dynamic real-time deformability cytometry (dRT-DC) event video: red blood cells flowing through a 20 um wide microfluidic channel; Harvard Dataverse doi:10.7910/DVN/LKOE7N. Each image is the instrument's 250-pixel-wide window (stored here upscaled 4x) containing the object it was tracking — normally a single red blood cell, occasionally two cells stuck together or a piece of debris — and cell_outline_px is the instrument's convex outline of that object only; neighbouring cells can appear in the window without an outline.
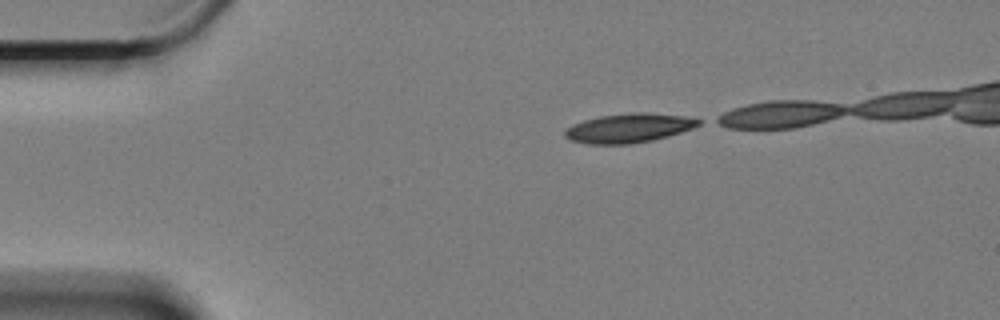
{"species": "Egyptian fruit bat (a non-hibernating species)", "species_latin": "Rousettus aegyptiacus", "temperature_condition": "cold", "stored_images_in_passage": 16, "camera_frame_rate_fps": 3000, "um_per_image_px": 0.085, "animal": {"sex": "female"}, "frame": {"image": 1, "passage_image": 1, "time_ms": 0.0, "image_size_px": [1000, 320], "cell_outline_px": [[700, 124], [692, 128], [680, 132], [652, 140], [628, 144], [588, 144], [572, 140], [564, 136], [564, 132], [572, 124], [584, 120], [600, 116], [632, 112], [644, 112], [684, 116], [700, 120]], "centroid_in_image_um": [53.42, 10.88], "position_along_channel_um": 31.6, "area_um2": 22.43}}
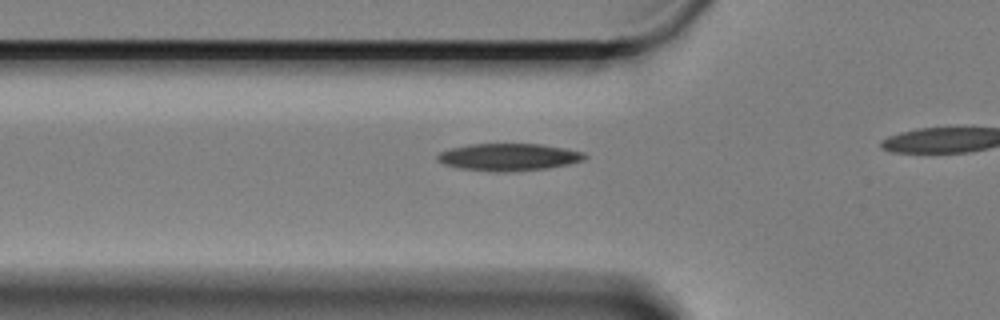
{"frame": {"image": 2, "passage_image": 10, "time_ms": 3.0, "image_size_px": [1000, 320], "cell_outline_px": [[588, 156], [584, 160], [568, 164], [548, 168], [504, 172], [496, 172], [460, 168], [444, 164], [436, 160], [436, 156], [440, 152], [448, 148], [468, 144], [540, 144], [564, 148], [584, 152]], "centroid_in_image_um": [43.22, 13.34], "position_along_channel_um": 82.6, "area_um2": 23.47}}
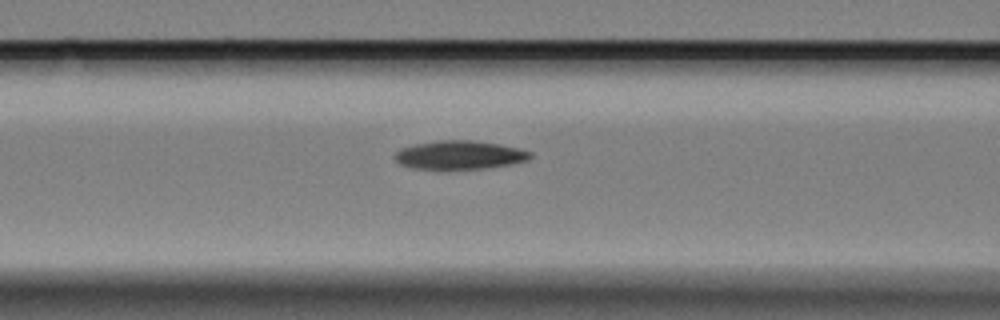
{"frame": {"image": 3, "passage_image": 14, "time_ms": 4.333, "image_size_px": [1000, 320], "cell_outline_px": [[532, 156], [528, 160], [508, 164], [484, 168], [412, 168], [400, 164], [396, 160], [396, 152], [404, 148], [416, 144], [436, 140], [472, 140], [500, 144], [520, 148], [532, 152]], "centroid_in_image_um": [39.11, 13.15], "position_along_channel_um": 127.5, "area_um2": 22.14}}